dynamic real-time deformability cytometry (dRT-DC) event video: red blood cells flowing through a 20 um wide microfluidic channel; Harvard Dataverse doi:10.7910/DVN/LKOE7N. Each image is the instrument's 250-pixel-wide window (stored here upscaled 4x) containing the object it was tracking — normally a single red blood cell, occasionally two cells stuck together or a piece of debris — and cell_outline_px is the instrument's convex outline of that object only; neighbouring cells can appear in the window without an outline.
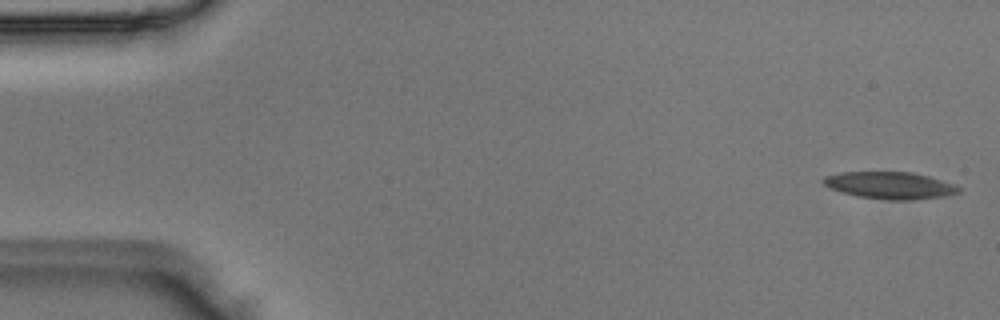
{"species": "Egyptian fruit bat (a non-hibernating species)", "species_latin": "Rousettus aegyptiacus", "temperature_condition": "room temperature", "stored_images_in_passage": 9, "camera_frame_rate_fps": 3000, "um_per_image_px": 0.085, "animal": {"sex": "male"}, "frame": {"image": 1, "passage_image": 1, "time_ms": 0.0, "image_size_px": [1000, 320], "cell_outline_px": [[960, 192], [944, 196], [912, 200], [888, 200], [856, 196], [828, 188], [820, 180], [824, 176], [840, 172], [912, 172], [928, 176], [956, 184], [960, 188]], "centroid_in_image_um": [75.62, 15.75], "position_along_channel_um": 9.4, "area_um2": 21.5}}